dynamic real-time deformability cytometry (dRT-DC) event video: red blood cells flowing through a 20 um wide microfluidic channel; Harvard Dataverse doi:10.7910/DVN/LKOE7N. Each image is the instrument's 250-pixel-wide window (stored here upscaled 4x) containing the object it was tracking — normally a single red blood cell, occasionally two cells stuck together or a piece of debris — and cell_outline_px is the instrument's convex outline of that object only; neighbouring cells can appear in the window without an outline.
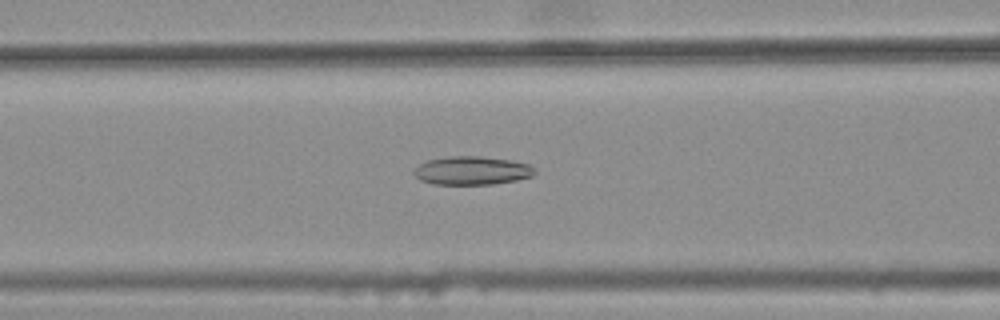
{"species": "common noctule bat (a hibernating species)", "species_latin": "Nyctalus noctula", "temperature_condition": "warm", "stored_images_in_passage": 47, "camera_frame_rate_fps": 3000, "um_per_image_px": 0.085, "animal": {"sex": "female", "body_mass_g": 25.1}, "frame": {"image": 1, "passage_image": 22, "time_ms": 7.0, "image_size_px": [1000, 320], "cell_outline_px": [[536, 172], [532, 176], [516, 180], [492, 184], [432, 184], [420, 180], [412, 172], [420, 164], [428, 160], [448, 156], [480, 156], [512, 160], [528, 164], [536, 168]], "centroid_in_image_um": [40.13, 14.49], "position_along_channel_um": 126.5, "area_um2": 20.06}}
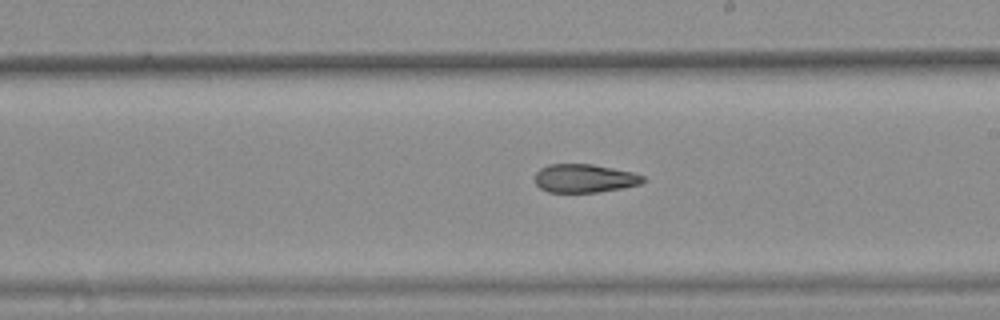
{"frame": {"image": 2, "passage_image": 31, "time_ms": 10.0, "image_size_px": [1000, 320], "cell_outline_px": [[648, 180], [640, 184], [620, 188], [596, 192], [548, 192], [540, 188], [536, 184], [536, 172], [540, 168], [548, 164], [592, 164], [632, 172], [644, 176]], "centroid_in_image_um": [49.68, 15.15], "position_along_channel_um": 239.3, "area_um2": 17.86}}
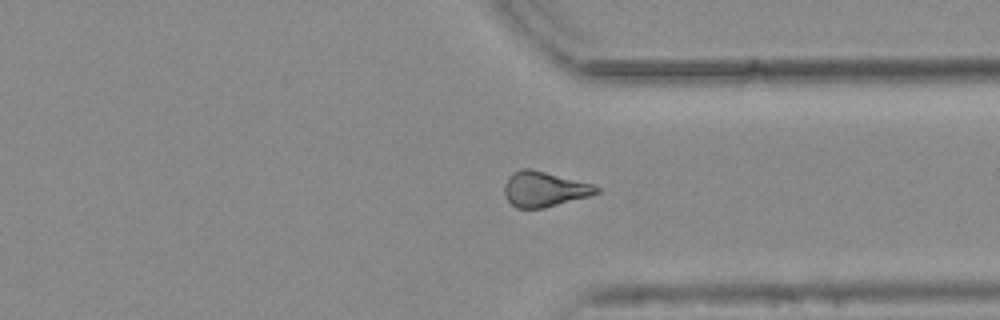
{"frame": {"image": 3, "passage_image": 41, "time_ms": 13.333, "image_size_px": [1000, 320], "cell_outline_px": [[600, 192], [588, 196], [544, 208], [516, 208], [508, 200], [504, 192], [504, 184], [508, 176], [512, 172], [524, 168], [532, 168], [596, 184], [600, 188]], "centroid_in_image_um": [46.28, 16.05], "position_along_channel_um": 365.1, "area_um2": 19.13}, "authors_computed_cell_mechanics": {"area_um2": 19.3052, "velocity_mm_per_s": 3.774, "shape_relaxation_time_tau1_ms": null, "shape_relaxation_time_tau2_ms": 6.0243, "deformation_change_tau1": null, "deformation_change_tau2": 0.1646}}